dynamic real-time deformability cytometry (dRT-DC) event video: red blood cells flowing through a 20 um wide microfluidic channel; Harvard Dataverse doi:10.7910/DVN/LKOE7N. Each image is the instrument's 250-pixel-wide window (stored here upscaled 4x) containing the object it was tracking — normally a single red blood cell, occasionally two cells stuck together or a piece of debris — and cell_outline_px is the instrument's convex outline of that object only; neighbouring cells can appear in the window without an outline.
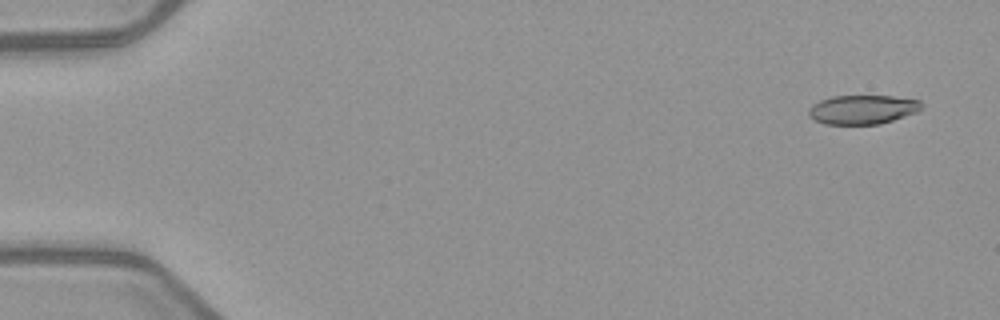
{"species": "common noctule bat (a hibernating species)", "species_latin": "Nyctalus noctula", "temperature_condition": "warm", "stored_images_in_passage": 4, "camera_frame_rate_fps": 3000, "um_per_image_px": 0.085, "animal": {"sex": "female", "body_mass_g": 21.9}, "frame": {"image": 1, "passage_image": 1, "time_ms": 0.0, "image_size_px": [1000, 320], "cell_outline_px": [[924, 108], [916, 112], [880, 124], [824, 124], [808, 116], [808, 108], [812, 104], [820, 100], [832, 96], [892, 96], [920, 100], [924, 104]], "centroid_in_image_um": [73.32, 9.3], "position_along_channel_um": 11.7, "area_um2": 19.25}}
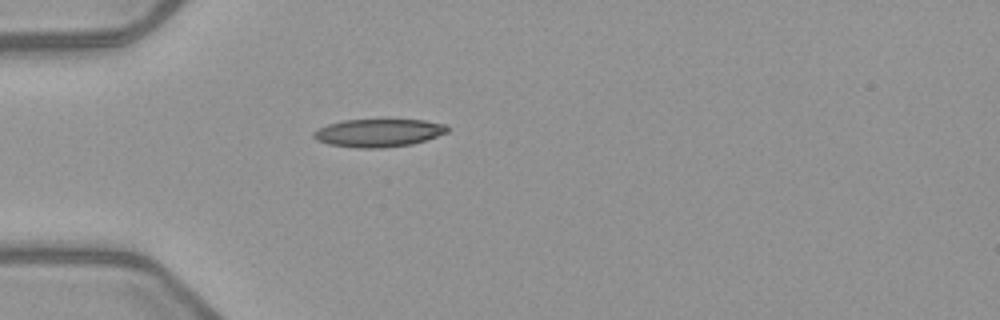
{"frame": {"image": 2, "passage_image": 4, "time_ms": 4.333, "image_size_px": [1000, 320], "cell_outline_px": [[448, 132], [412, 144], [384, 148], [356, 148], [328, 144], [316, 140], [312, 136], [312, 132], [328, 124], [344, 120], [424, 120], [448, 124]], "centroid_in_image_um": [32.16, 11.3], "position_along_channel_um": 52.8, "area_um2": 21.79}}